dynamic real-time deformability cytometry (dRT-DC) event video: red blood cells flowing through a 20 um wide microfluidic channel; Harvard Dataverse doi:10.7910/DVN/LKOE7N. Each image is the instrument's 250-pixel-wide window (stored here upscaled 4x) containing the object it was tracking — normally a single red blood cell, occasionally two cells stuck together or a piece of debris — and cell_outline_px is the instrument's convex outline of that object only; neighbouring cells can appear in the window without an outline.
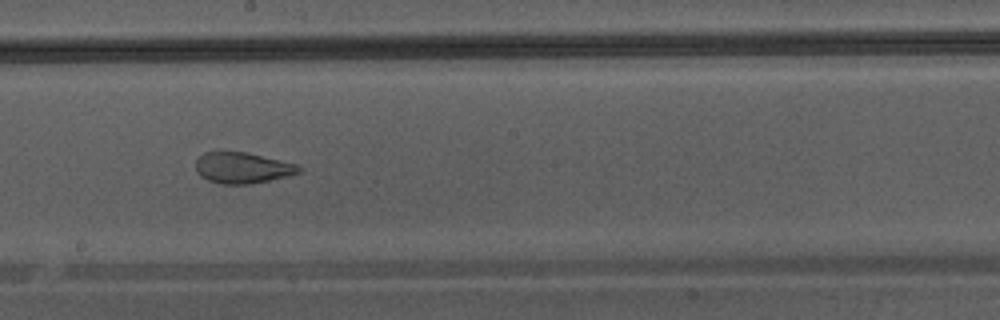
{"species": "Egyptian fruit bat (a non-hibernating species)", "species_latin": "Rousettus aegyptiacus", "temperature_condition": "warm", "stored_images_in_passage": 34, "camera_frame_rate_fps": 3000, "um_per_image_px": 0.085, "animal": {"sex": "male"}, "frame": {"image": 1, "passage_image": 20, "time_ms": 6.333, "image_size_px": [1000, 320], "cell_outline_px": [[300, 172], [288, 176], [248, 184], [220, 184], [208, 180], [200, 176], [196, 172], [196, 160], [204, 152], [244, 152], [296, 164], [300, 168]], "centroid_in_image_um": [20.56, 14.27], "position_along_channel_um": 227.6, "area_um2": 18.32}}